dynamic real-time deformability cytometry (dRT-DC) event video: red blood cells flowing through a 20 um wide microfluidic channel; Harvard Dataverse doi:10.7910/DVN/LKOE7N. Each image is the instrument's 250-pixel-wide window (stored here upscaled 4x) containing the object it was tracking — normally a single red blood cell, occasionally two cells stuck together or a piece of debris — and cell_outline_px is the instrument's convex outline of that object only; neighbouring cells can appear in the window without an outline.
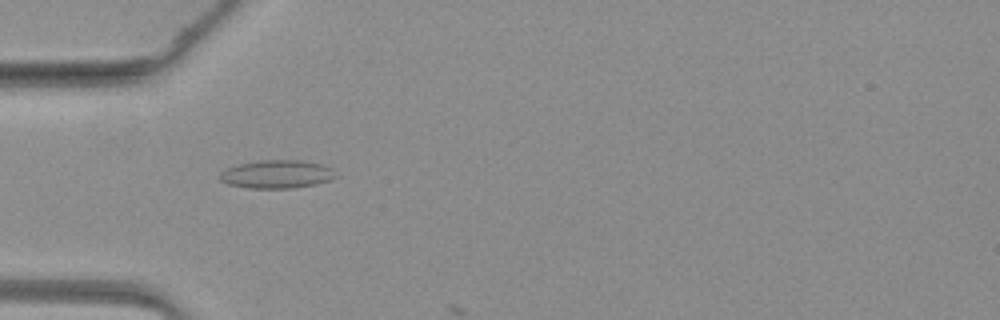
{"species": "common noctule bat (a hibernating species)", "species_latin": "Nyctalus noctula", "temperature_condition": "warm", "stored_images_in_passage": 3, "camera_frame_rate_fps": 3000, "um_per_image_px": 0.085, "animal": {"sex": "female", "body_mass_g": 19.3, "forearm_length_mm": 54.1}, "frame": {"image": 1, "passage_image": 2, "time_ms": 0.333, "image_size_px": [1000, 320], "cell_outline_px": [[336, 176], [328, 180], [316, 184], [292, 188], [252, 188], [228, 184], [220, 180], [220, 172], [228, 168], [240, 164], [260, 160], [304, 160], [324, 164], [332, 168]], "centroid_in_image_um": [23.56, 14.8], "position_along_channel_um": 61.4, "area_um2": 18.96}}